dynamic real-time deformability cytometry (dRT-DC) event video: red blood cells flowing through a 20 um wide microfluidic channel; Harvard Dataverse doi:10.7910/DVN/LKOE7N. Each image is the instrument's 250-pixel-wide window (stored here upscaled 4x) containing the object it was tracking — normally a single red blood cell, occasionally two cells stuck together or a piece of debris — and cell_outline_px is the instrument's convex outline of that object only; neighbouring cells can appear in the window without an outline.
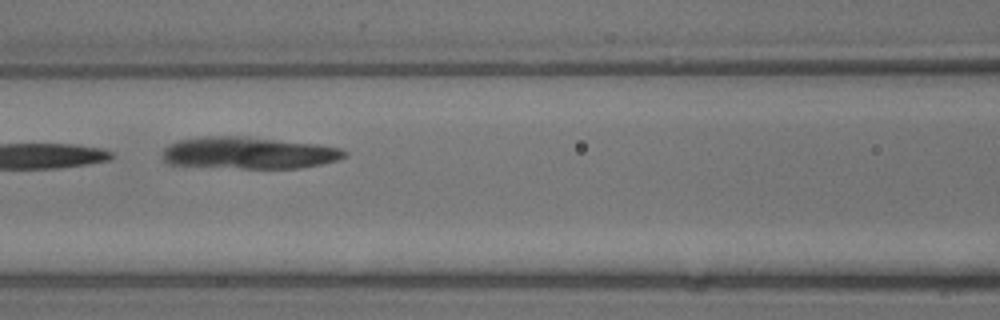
{"species": "common noctule bat (a hibernating species)", "species_latin": "Nyctalus noctula", "temperature_condition": "warm", "stored_images_in_passage": 15, "camera_frame_rate_fps": 3000, "um_per_image_px": 0.085, "animal": {"sex": "male", "body_mass_g": 13.3}, "frame": {"image": 1, "passage_image": 7, "time_ms": 2.0, "image_size_px": [1000, 320], "cell_outline_px": [[344, 156], [336, 160], [320, 164], [296, 168], [244, 168], [172, 164], [164, 160], [164, 152], [172, 144], [184, 140], [228, 136], [308, 144], [336, 148], [344, 152]], "centroid_in_image_um": [21.14, 13.04], "position_along_channel_um": 145.5, "area_um2": 31.62}}